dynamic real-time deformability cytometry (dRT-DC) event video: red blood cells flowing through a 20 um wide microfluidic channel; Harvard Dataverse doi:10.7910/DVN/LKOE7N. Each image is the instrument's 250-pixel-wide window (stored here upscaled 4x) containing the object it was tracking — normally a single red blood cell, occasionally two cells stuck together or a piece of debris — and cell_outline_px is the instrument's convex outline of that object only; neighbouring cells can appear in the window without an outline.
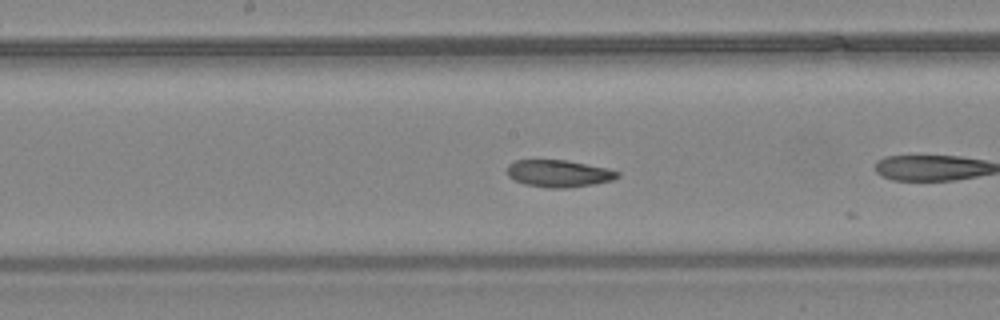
{"species": "common noctule bat (a hibernating species)", "species_latin": "Nyctalus noctula", "temperature_condition": "warm", "stored_images_in_passage": 19, "camera_frame_rate_fps": 3000, "um_per_image_px": 0.085, "animal": {"sex": "female", "body_mass_g": 24.6, "forearm_length_mm": 56.2}, "frame": {"image": 1, "passage_image": 11, "time_ms": 3.333, "image_size_px": [1000, 320], "cell_outline_px": [[620, 176], [612, 180], [592, 184], [568, 188], [548, 188], [524, 184], [508, 176], [508, 164], [516, 160], [568, 160], [608, 168], [620, 172]], "centroid_in_image_um": [47.51, 14.74], "position_along_channel_um": 200.7, "area_um2": 17.46}}